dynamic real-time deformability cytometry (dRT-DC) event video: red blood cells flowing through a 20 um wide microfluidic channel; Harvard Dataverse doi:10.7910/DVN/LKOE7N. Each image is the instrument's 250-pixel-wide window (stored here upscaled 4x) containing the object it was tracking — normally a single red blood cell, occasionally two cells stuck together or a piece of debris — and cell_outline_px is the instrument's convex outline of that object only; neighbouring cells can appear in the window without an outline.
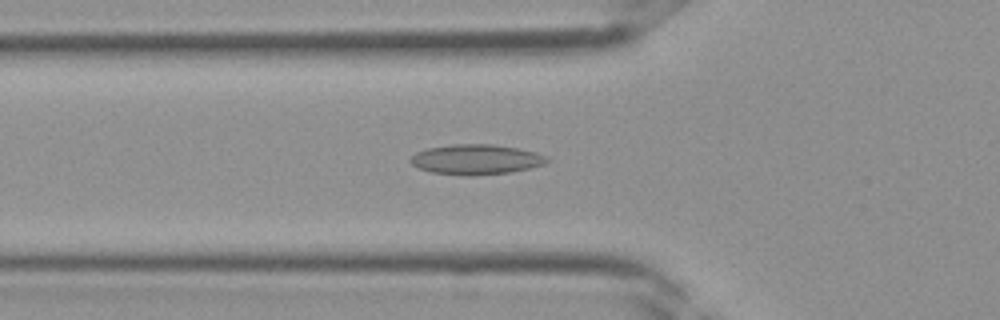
{"species": "Egyptian fruit bat (a non-hibernating species)", "species_latin": "Rousettus aegyptiacus", "temperature_condition": "room temperature", "stored_images_in_passage": 35, "camera_frame_rate_fps": 3000, "um_per_image_px": 0.085, "frame": {"image": 1, "passage_image": 11, "time_ms": 3.333, "image_size_px": [1000, 320], "cell_outline_px": [[552, 160], [544, 164], [512, 172], [432, 172], [420, 168], [412, 164], [408, 160], [416, 152], [428, 148], [452, 144], [492, 144], [516, 148], [536, 152]], "centroid_in_image_um": [40.49, 13.49], "position_along_channel_um": 85.3, "area_um2": 22.66}}
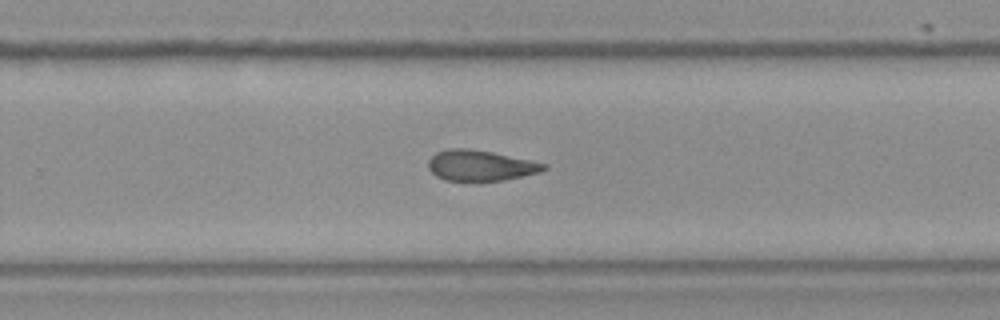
{"frame": {"image": 2, "passage_image": 22, "time_ms": 7.0, "image_size_px": [1000, 320], "cell_outline_px": [[548, 168], [540, 172], [504, 180], [476, 184], [444, 180], [436, 176], [428, 168], [428, 160], [436, 152], [448, 148], [468, 148], [492, 152], [548, 164]], "centroid_in_image_um": [40.8, 14.11], "position_along_channel_um": 289.0, "area_um2": 21.39}}
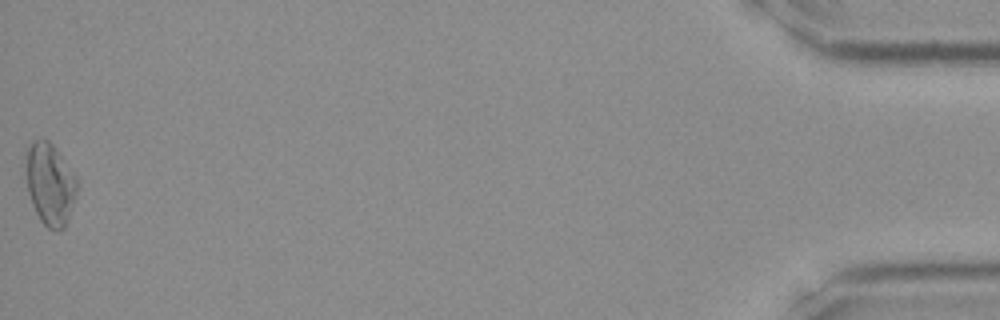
{"frame": {"image": 3, "passage_image": 35, "time_ms": 11.333, "image_size_px": [1000, 320], "cell_outline_px": [[76, 192], [64, 228], [60, 232], [56, 232], [48, 228], [40, 220], [32, 204], [28, 192], [24, 156], [32, 140], [48, 140], [56, 148], [76, 176]], "centroid_in_image_um": [4.22, 15.64], "position_along_channel_um": 431.0, "area_um2": 24.33}}